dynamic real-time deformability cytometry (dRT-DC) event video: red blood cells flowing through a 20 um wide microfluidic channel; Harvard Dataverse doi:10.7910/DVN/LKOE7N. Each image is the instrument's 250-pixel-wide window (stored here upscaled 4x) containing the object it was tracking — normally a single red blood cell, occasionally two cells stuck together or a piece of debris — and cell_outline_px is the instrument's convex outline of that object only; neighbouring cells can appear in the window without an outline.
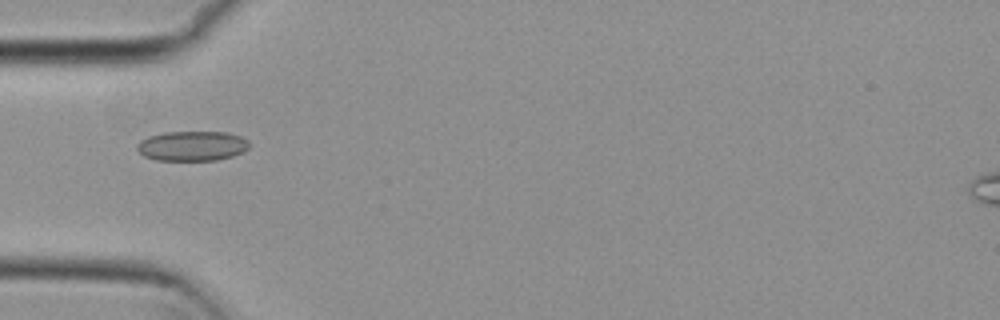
{"species": "common noctule bat (a hibernating species)", "species_latin": "Nyctalus noctula", "temperature_condition": "cold", "stored_images_in_passage": 38, "camera_frame_rate_fps": 3000, "um_per_image_px": 0.085, "animal": {"sex": "female", "body_mass_g": 29.2, "forearm_length_mm": 56.3}, "frame": {"image": 1, "passage_image": 1, "time_ms": 0.0, "image_size_px": [1000, 320], "cell_outline_px": [[248, 148], [244, 152], [232, 156], [216, 160], [156, 160], [144, 156], [136, 148], [136, 144], [140, 140], [148, 136], [164, 132], [228, 132], [240, 136], [248, 140]], "centroid_in_image_um": [16.32, 12.4], "position_along_channel_um": 68.7, "area_um2": 19.59}}
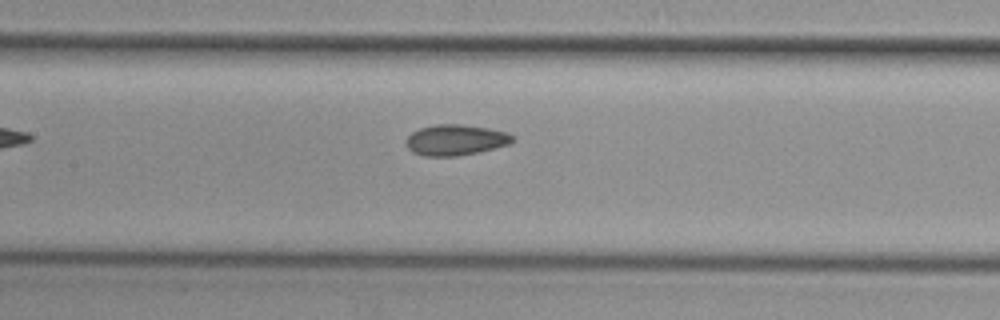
{"frame": {"image": 2, "passage_image": 9, "time_ms": 2.667, "image_size_px": [1000, 320], "cell_outline_px": [[516, 140], [508, 144], [480, 152], [456, 156], [424, 156], [412, 152], [408, 148], [404, 140], [412, 132], [420, 128], [436, 124], [464, 124], [488, 128], [508, 132], [516, 136]], "centroid_in_image_um": [38.74, 11.89], "position_along_channel_um": 168.7, "area_um2": 19.36}}
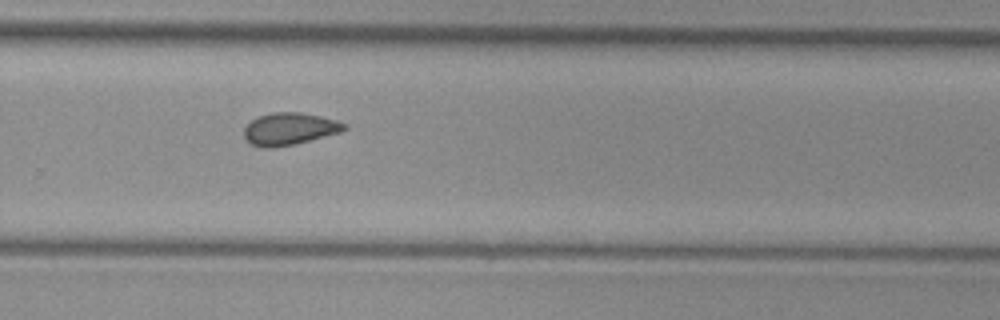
{"frame": {"image": 3, "passage_image": 20, "time_ms": 6.333, "image_size_px": [1000, 320], "cell_outline_px": [[348, 128], [340, 132], [296, 144], [272, 148], [260, 148], [252, 144], [244, 136], [244, 128], [252, 120], [260, 116], [272, 112], [300, 112], [320, 116], [336, 120], [348, 124]], "centroid_in_image_um": [24.62, 10.96], "position_along_channel_um": 305.2, "area_um2": 18.84}, "authors_computed_cell_mechanics": {"area_um2": 17.6868, "velocity_mm_per_s": 3.7324, "shape_relaxation_time_tau1_ms": null, "shape_relaxation_time_tau2_ms": 2.3092, "deformation_change_tau1": null, "deformation_change_tau2": 0.0591}}